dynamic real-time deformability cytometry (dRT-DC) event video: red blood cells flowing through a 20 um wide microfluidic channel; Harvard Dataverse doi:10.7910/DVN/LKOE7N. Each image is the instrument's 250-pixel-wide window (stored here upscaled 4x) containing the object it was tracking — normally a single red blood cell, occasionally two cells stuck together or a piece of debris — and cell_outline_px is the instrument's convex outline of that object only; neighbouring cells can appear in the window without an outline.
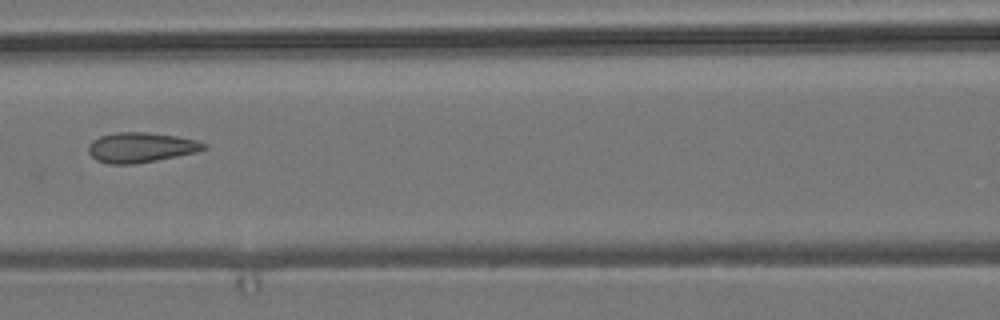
{"species": "common noctule bat (a hibernating species)", "species_latin": "Nyctalus noctula", "temperature_condition": "room temperature", "stored_images_in_passage": 10, "camera_frame_rate_fps": 3000, "um_per_image_px": 0.085, "animal": {"sex": "male", "body_mass_g": 19.2, "forearm_length_mm": 51.8}, "frame": {"image": 1, "passage_image": 8, "time_ms": 2.333, "image_size_px": [1000, 320], "cell_outline_px": [[208, 148], [196, 152], [136, 164], [108, 164], [96, 160], [88, 152], [88, 144], [92, 140], [100, 136], [116, 132], [148, 132], [176, 136], [196, 140], [208, 144]], "centroid_in_image_um": [11.96, 12.53], "position_along_channel_um": 154.6, "area_um2": 20.29}}
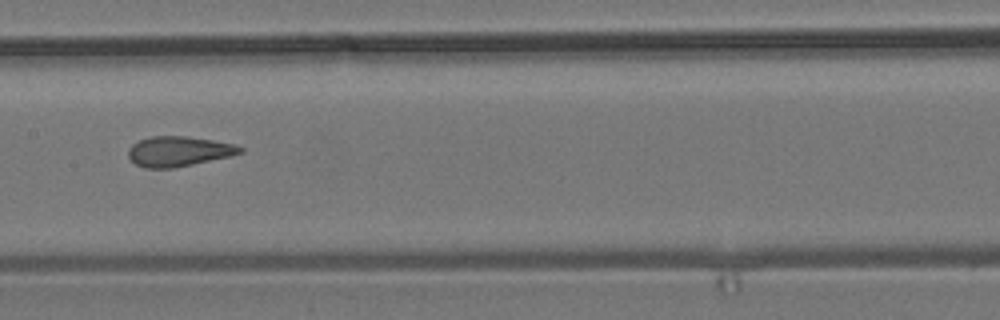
{"frame": {"image": 2, "passage_image": 9, "time_ms": 2.667, "image_size_px": [1000, 320], "cell_outline_px": [[244, 152], [228, 156], [192, 164], [172, 168], [144, 168], [136, 164], [128, 156], [128, 148], [132, 144], [140, 140], [152, 136], [188, 136], [236, 144], [244, 148]], "centroid_in_image_um": [15.18, 12.85], "position_along_channel_um": 192.2, "area_um2": 19.48}}
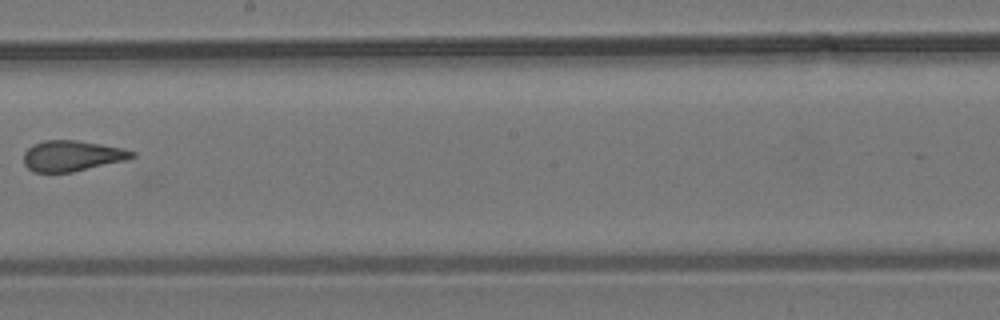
{"frame": {"image": 3, "passage_image": 10, "time_ms": 3.0, "image_size_px": [1000, 320], "cell_outline_px": [[136, 156], [124, 160], [72, 172], [32, 172], [24, 164], [24, 152], [32, 144], [44, 140], [76, 140], [124, 148], [136, 152]], "centroid_in_image_um": [6.1, 13.24], "position_along_channel_um": 242.1, "area_um2": 19.31}}